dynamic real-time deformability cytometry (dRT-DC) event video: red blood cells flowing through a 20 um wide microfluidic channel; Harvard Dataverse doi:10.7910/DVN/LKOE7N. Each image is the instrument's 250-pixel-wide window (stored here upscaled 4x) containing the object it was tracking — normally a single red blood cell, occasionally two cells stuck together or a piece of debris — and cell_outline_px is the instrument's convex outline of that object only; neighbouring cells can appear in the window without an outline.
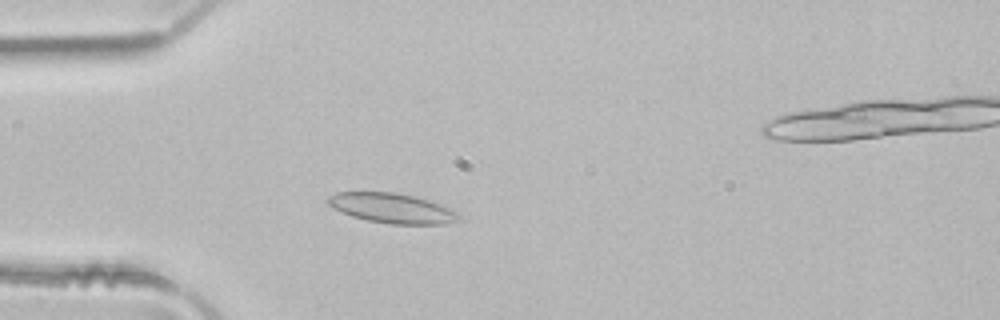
{"species": "common noctule bat (a hibernating species)", "species_latin": "Nyctalus noctula", "temperature_condition": "room temperature", "stored_images_in_passage": 3, "camera_frame_rate_fps": 3000, "um_per_image_px": 0.085, "animal": {"sex": "male", "body_mass_g": 21.5, "forearm_length_mm": 52.0}, "frame": {"image": 1, "passage_image": 2, "time_ms": 0.333, "image_size_px": [1000, 320], "cell_outline_px": [[460, 220], [444, 224], [388, 224], [368, 220], [352, 216], [340, 212], [332, 208], [324, 200], [328, 196], [336, 192], [396, 192], [412, 196], [460, 212]], "centroid_in_image_um": [33.26, 17.7], "position_along_channel_um": 51.7, "area_um2": 22.72}}